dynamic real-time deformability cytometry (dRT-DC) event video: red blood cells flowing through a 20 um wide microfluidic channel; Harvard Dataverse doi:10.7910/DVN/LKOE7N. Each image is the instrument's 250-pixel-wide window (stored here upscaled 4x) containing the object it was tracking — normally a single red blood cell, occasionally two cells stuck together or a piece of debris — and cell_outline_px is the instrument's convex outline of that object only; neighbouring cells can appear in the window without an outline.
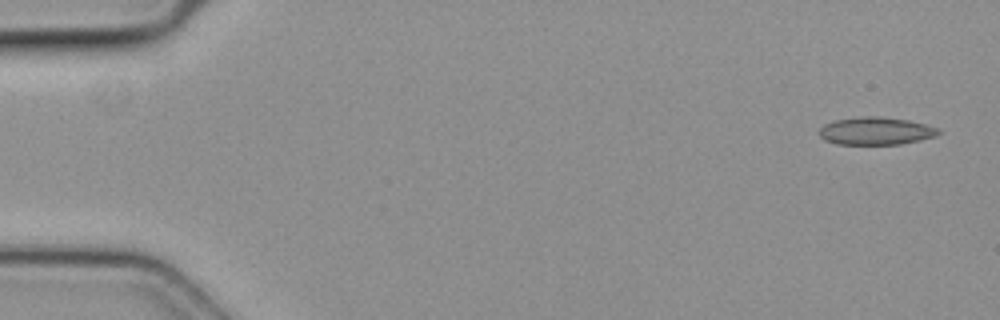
{"species": "common noctule bat (a hibernating species)", "species_latin": "Nyctalus noctula", "temperature_condition": "cold", "stored_images_in_passage": 6, "camera_frame_rate_fps": 3000, "um_per_image_px": 0.085, "animal": {"sex": "female", "body_mass_g": 19.3, "forearm_length_mm": 54.1}, "frame": {"image": 1, "passage_image": 1, "time_ms": 0.0, "image_size_px": [1000, 320], "cell_outline_px": [[940, 132], [936, 136], [920, 140], [900, 144], [836, 144], [824, 140], [820, 136], [820, 128], [824, 124], [836, 120], [860, 116], [876, 116], [908, 120], [940, 128]], "centroid_in_image_um": [74.45, 11.13], "position_along_channel_um": 10.6, "area_um2": 19.19}}
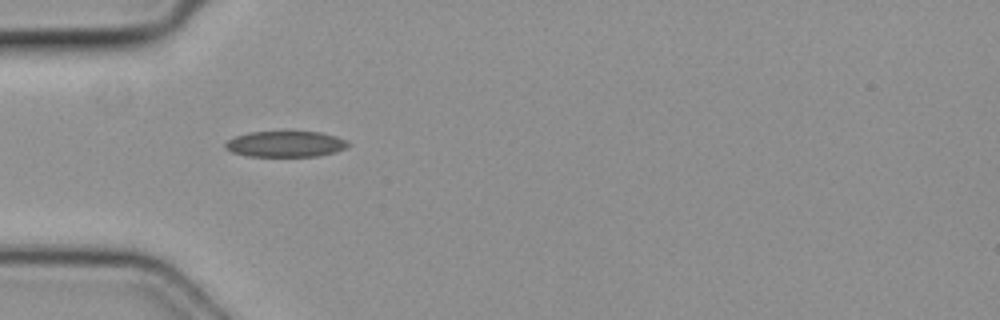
{"frame": {"image": 2, "passage_image": 5, "time_ms": 1.333, "image_size_px": [1000, 320], "cell_outline_px": [[352, 144], [348, 148], [336, 152], [316, 156], [248, 156], [232, 152], [224, 148], [224, 144], [228, 140], [236, 136], [248, 132], [288, 128], [320, 132], [336, 136], [348, 140]], "centroid_in_image_um": [24.31, 12.18], "position_along_channel_um": 60.7, "area_um2": 19.71}}
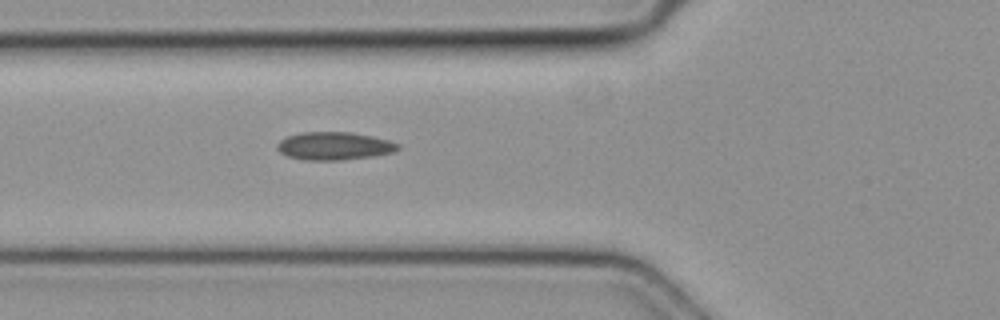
{"frame": {"image": 3, "passage_image": 6, "time_ms": 1.667, "image_size_px": [1000, 320], "cell_outline_px": [[400, 148], [392, 152], [372, 156], [344, 160], [304, 160], [288, 156], [280, 152], [276, 148], [276, 144], [280, 140], [288, 136], [300, 132], [352, 132], [372, 136], [388, 140], [400, 144]], "centroid_in_image_um": [28.39, 12.4], "position_along_channel_um": 97.4, "area_um2": 19.71}}